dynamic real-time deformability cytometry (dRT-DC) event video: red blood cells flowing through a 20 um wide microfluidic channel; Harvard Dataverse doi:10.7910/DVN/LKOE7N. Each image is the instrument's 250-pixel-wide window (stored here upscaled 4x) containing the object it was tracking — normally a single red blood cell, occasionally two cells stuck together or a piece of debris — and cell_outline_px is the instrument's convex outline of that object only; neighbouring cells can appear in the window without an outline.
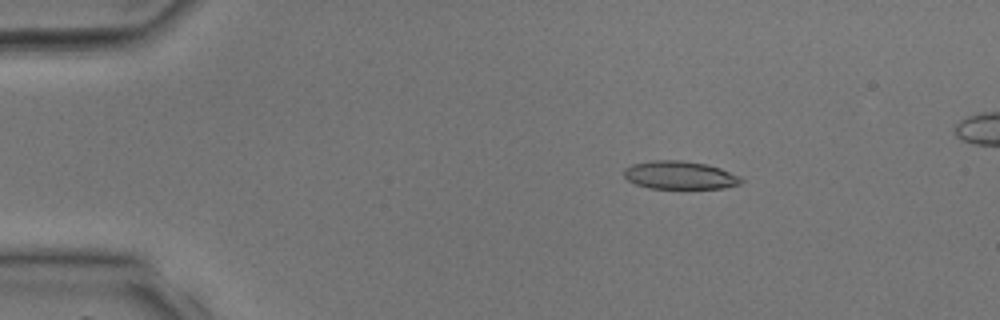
{"species": "common noctule bat (a hibernating species)", "species_latin": "Nyctalus noctula", "temperature_condition": "room temperature", "stored_images_in_passage": 39, "camera_frame_rate_fps": 3000, "um_per_image_px": 0.085, "animal": {"sex": "male", "body_mass_g": 17.9, "forearm_length_mm": 54.2}, "frame": {"image": 1, "passage_image": 7, "time_ms": 2.0, "image_size_px": [1000, 320], "cell_outline_px": [[744, 180], [740, 184], [724, 188], [648, 188], [636, 184], [628, 180], [624, 176], [624, 168], [632, 164], [652, 160], [680, 160], [708, 164], [720, 168], [740, 176]], "centroid_in_image_um": [57.79, 14.88], "position_along_channel_um": 27.2, "area_um2": 19.25}}
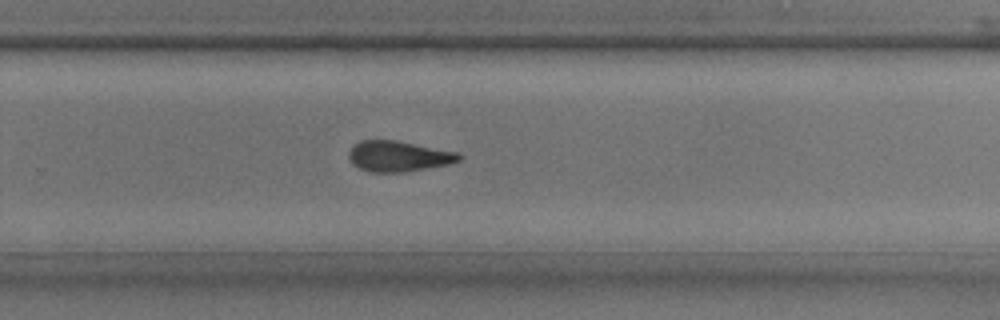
{"frame": {"image": 2, "passage_image": 26, "time_ms": 8.333, "image_size_px": [1000, 320], "cell_outline_px": [[460, 160], [448, 164], [400, 172], [368, 172], [352, 164], [348, 156], [348, 152], [352, 144], [360, 140], [396, 140], [460, 152]], "centroid_in_image_um": [33.82, 13.26], "position_along_channel_um": 296.0, "area_um2": 19.71}}
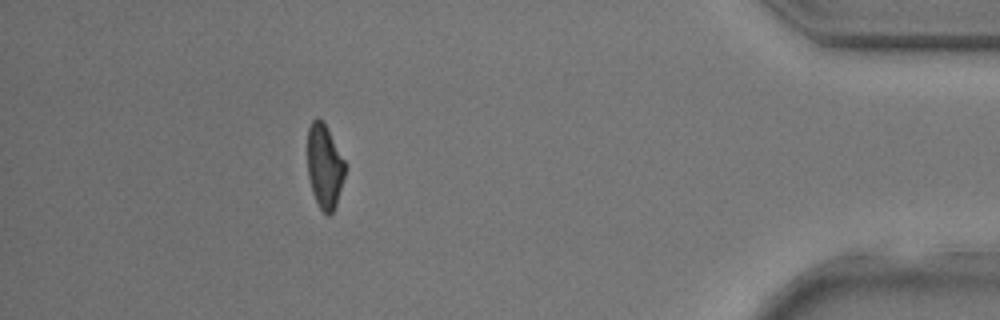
{"frame": {"image": 3, "passage_image": 35, "time_ms": 11.333, "image_size_px": [1000, 320], "cell_outline_px": [[344, 176], [336, 204], [332, 212], [328, 216], [320, 208], [312, 192], [308, 176], [308, 128], [312, 120], [316, 116], [324, 124], [344, 160]], "centroid_in_image_um": [27.56, 14.15], "position_along_channel_um": 407.6, "area_um2": 17.86}}